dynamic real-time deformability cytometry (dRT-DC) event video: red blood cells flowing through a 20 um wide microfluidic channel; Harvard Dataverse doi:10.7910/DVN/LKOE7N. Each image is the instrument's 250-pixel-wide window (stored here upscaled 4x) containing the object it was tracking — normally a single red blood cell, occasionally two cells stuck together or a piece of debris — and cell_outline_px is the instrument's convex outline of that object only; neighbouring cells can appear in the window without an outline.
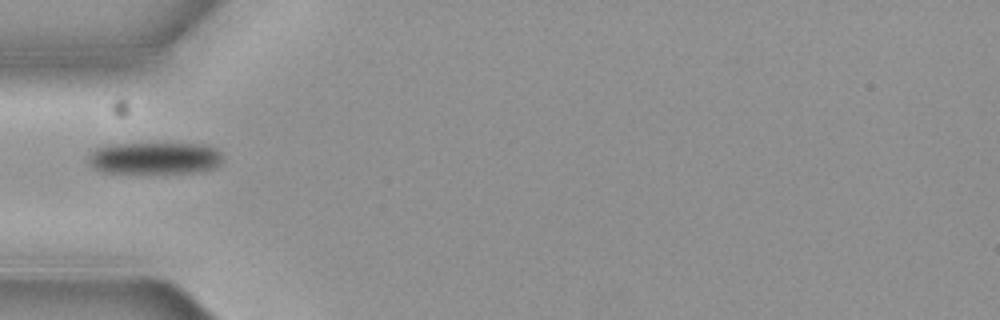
{"species": "common noctule bat (a hibernating species)", "species_latin": "Nyctalus noctula", "temperature_condition": "cold", "stored_images_in_passage": 8, "camera_frame_rate_fps": 3000, "um_per_image_px": 0.085, "animal": {"sex": "female", "body_mass_g": 19.3, "forearm_length_mm": 54.1}, "frame": {"image": 1, "passage_image": 5, "time_ms": 1.333, "image_size_px": [1000, 320], "cell_outline_px": [[220, 164], [212, 168], [192, 172], [104, 172], [96, 168], [88, 160], [88, 156], [96, 148], [108, 144], [208, 144], [216, 148], [220, 152]], "centroid_in_image_um": [13.16, 13.42], "position_along_channel_um": 71.8, "area_um2": 24.57}}
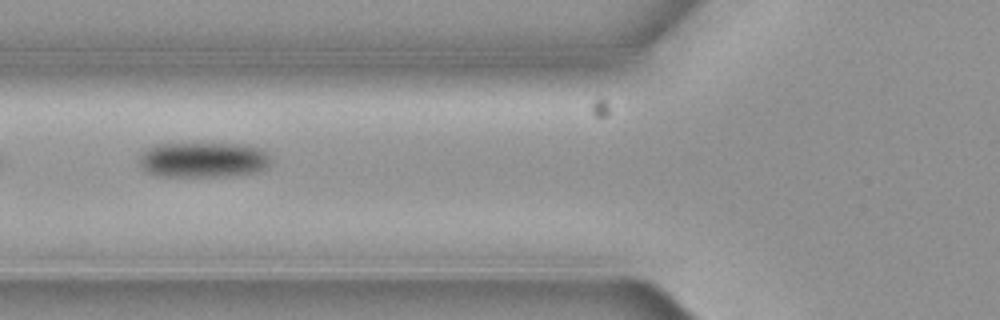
{"frame": {"image": 2, "passage_image": 6, "time_ms": 1.667, "image_size_px": [1000, 320], "cell_outline_px": [[268, 164], [264, 168], [252, 172], [220, 176], [156, 176], [148, 172], [140, 164], [140, 156], [144, 148], [152, 144], [240, 144], [256, 148], [264, 152], [268, 156]], "centroid_in_image_um": [17.16, 13.57], "position_along_channel_um": 108.6, "area_um2": 26.53}}
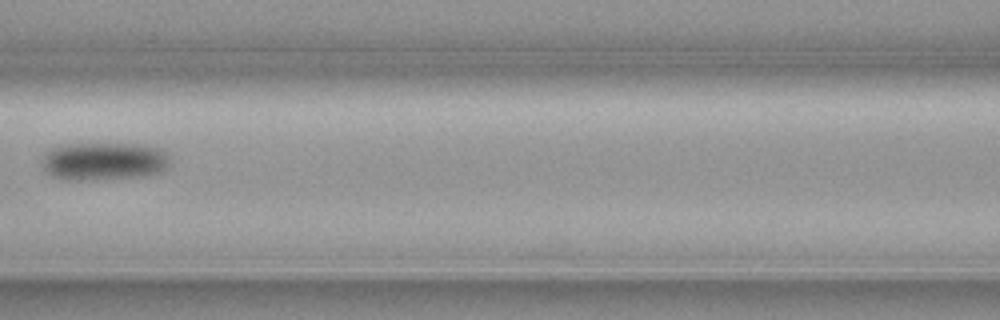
{"frame": {"image": 3, "passage_image": 7, "time_ms": 2.0, "image_size_px": [1000, 320], "cell_outline_px": [[168, 164], [160, 172], [144, 176], [92, 180], [60, 180], [44, 172], [44, 156], [48, 152], [64, 144], [144, 144], [160, 148], [168, 156]], "centroid_in_image_um": [8.83, 13.72], "position_along_channel_um": 157.8, "area_um2": 28.21}}